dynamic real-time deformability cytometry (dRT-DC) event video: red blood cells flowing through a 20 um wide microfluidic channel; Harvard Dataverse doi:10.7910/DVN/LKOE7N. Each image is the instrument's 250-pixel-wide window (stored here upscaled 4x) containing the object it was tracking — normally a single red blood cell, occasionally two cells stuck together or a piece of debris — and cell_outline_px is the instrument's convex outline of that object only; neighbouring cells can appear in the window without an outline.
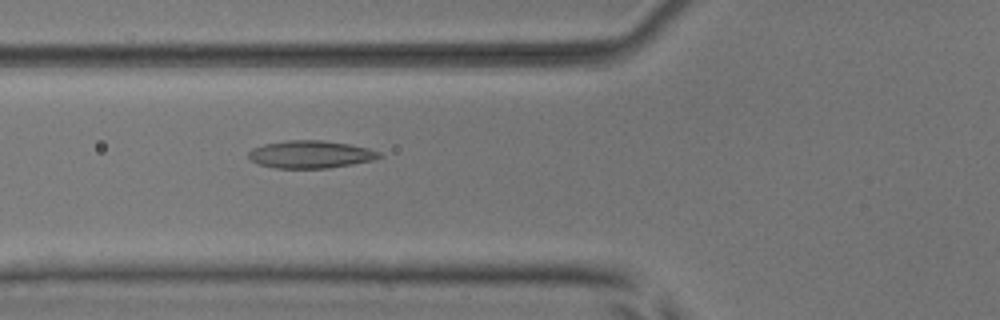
{"species": "common noctule bat (a hibernating species)", "species_latin": "Nyctalus noctula", "temperature_condition": "room temperature", "stored_images_in_passage": 39, "camera_frame_rate_fps": 3000, "um_per_image_px": 0.085, "animal": {"sex": "male", "body_mass_g": 17.9, "forearm_length_mm": 54.2}, "frame": {"image": 1, "passage_image": 6, "time_ms": 1.667, "image_size_px": [1000, 320], "cell_outline_px": [[384, 156], [372, 160], [352, 164], [328, 168], [276, 168], [260, 164], [252, 160], [248, 156], [248, 152], [252, 148], [264, 144], [288, 140], [324, 140], [348, 144], [368, 148], [380, 152]], "centroid_in_image_um": [26.41, 13.12], "position_along_channel_um": 99.4, "area_um2": 20.92}}
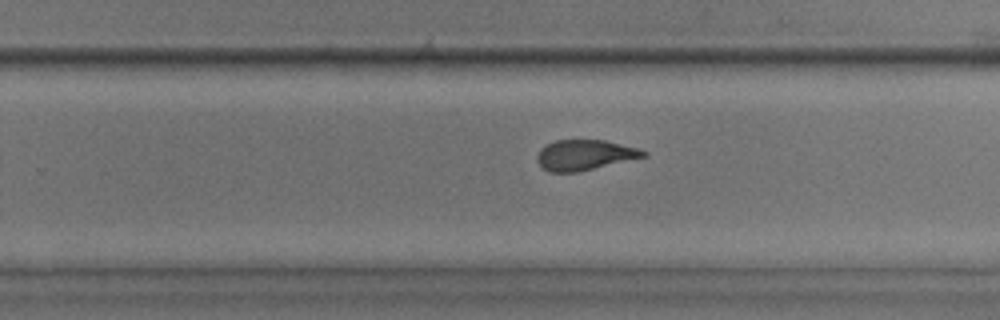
{"frame": {"image": 2, "passage_image": 20, "time_ms": 6.333, "image_size_px": [1000, 320], "cell_outline_px": [[648, 156], [576, 172], [548, 172], [536, 160], [536, 156], [540, 148], [556, 140], [604, 140], [636, 148], [648, 152]], "centroid_in_image_um": [49.68, 13.17], "position_along_channel_um": 280.1, "area_um2": 18.61}}
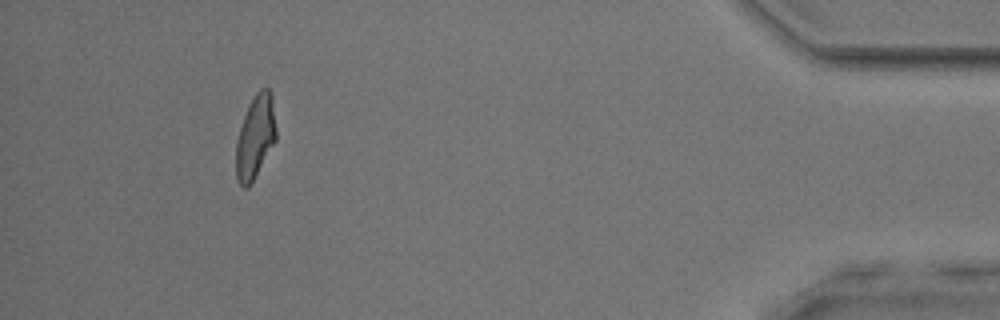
{"frame": {"image": 3, "passage_image": 35, "time_ms": 11.333, "image_size_px": [1000, 320], "cell_outline_px": [[276, 140], [248, 188], [244, 188], [240, 184], [236, 176], [236, 140], [248, 104], [256, 92], [260, 88], [268, 88], [272, 92], [276, 128]], "centroid_in_image_um": [21.71, 11.59], "position_along_channel_um": 413.5, "area_um2": 19.48}, "authors_computed_cell_mechanics": {"area_um2": 19.4786, "velocity_mm_per_s": 3.8774, "shape_relaxation_time_tau1_ms": 6.4141, "shape_relaxation_time_tau2_ms": 1.2586, "deformation_change_tau1": 0.1717, "deformation_change_tau2": 0.0834}}